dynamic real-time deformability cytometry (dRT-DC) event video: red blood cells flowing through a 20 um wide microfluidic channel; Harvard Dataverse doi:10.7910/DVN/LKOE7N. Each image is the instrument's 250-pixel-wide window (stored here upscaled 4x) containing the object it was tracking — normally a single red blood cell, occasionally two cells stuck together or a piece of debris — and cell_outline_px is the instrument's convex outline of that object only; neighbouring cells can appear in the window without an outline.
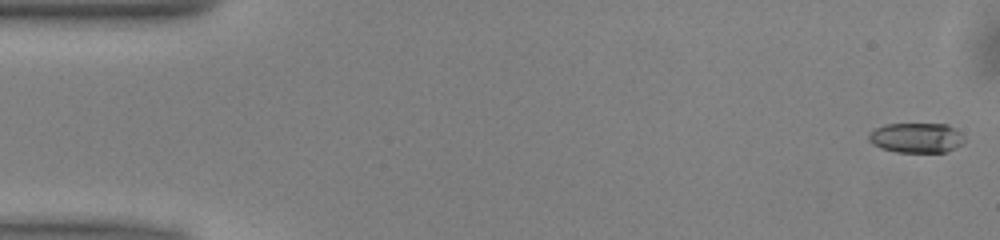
{"species": "common noctule bat (a hibernating species)", "species_latin": "Nyctalus noctula", "temperature_condition": "warm", "stored_images_in_passage": 51, "camera_frame_rate_fps": 3000, "um_per_image_px": 0.085, "animal": {"sex": "male", "body_mass_g": 13.0, "forearm_length_mm": 53.1}, "frame": {"image": 1, "passage_image": 1, "time_ms": 0.0, "image_size_px": [1000, 240], "cell_outline_px": [[964, 144], [956, 148], [944, 152], [896, 152], [880, 148], [872, 144], [868, 140], [868, 132], [884, 124], [948, 124], [964, 140]], "centroid_in_image_um": [77.82, 11.72], "position_along_channel_um": 7.2, "area_um2": 16.65}}
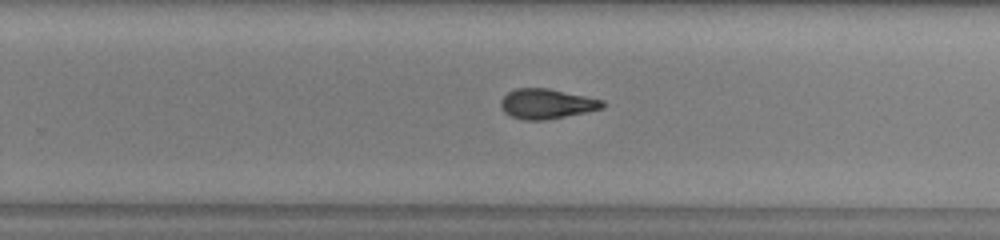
{"frame": {"image": 2, "passage_image": 32, "time_ms": 10.333, "image_size_px": [1000, 240], "cell_outline_px": [[604, 108], [544, 120], [524, 120], [512, 116], [504, 112], [500, 104], [500, 100], [508, 92], [516, 88], [548, 88], [604, 100]], "centroid_in_image_um": [46.45, 8.81], "position_along_channel_um": 283.4, "area_um2": 17.57}}
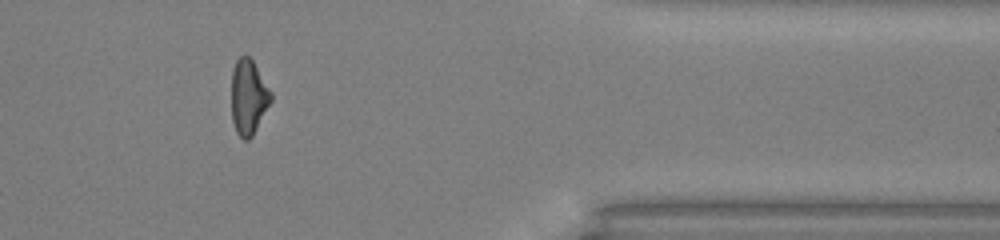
{"frame": {"image": 3, "passage_image": 42, "time_ms": 13.667, "image_size_px": [1000, 240], "cell_outline_px": [[272, 100], [252, 136], [248, 140], [244, 140], [236, 132], [232, 120], [232, 68], [236, 60], [244, 52], [252, 60], [272, 92]], "centroid_in_image_um": [21.11, 8.22], "position_along_channel_um": 390.3, "area_um2": 17.28}, "authors_computed_cell_mechanics": {"area_um2": 17.7446, "velocity_mm_per_s": 4.0202, "shape_relaxation_time_tau1_ms": 3.477, "shape_relaxation_time_tau2_ms": 4.1126, "deformation_change_tau1": 0.1325, "deformation_change_tau2": 0.1347}}